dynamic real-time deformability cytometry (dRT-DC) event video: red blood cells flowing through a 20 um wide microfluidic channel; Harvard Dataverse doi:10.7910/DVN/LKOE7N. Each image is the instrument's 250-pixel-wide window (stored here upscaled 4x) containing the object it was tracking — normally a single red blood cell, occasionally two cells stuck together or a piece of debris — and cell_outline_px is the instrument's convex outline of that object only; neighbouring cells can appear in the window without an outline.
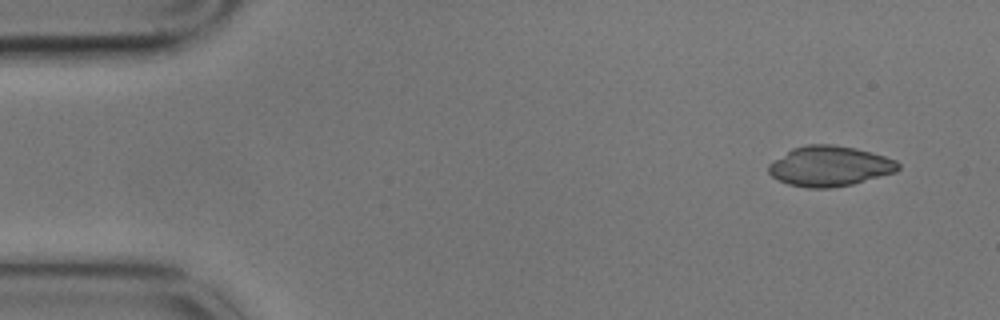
{"species": "common noctule bat (a hibernating species)", "species_latin": "Nyctalus noctula", "temperature_condition": "cold", "stored_images_in_passage": 4, "camera_frame_rate_fps": 3000, "um_per_image_px": 0.085, "animal": {"sex": "male", "body_mass_g": 17.9}, "frame": {"image": 1, "passage_image": 1, "time_ms": 0.0, "image_size_px": [1000, 320], "cell_outline_px": [[900, 168], [896, 172], [852, 184], [832, 188], [808, 188], [788, 184], [772, 176], [768, 172], [768, 164], [792, 148], [808, 144], [832, 144], [856, 148], [872, 152], [896, 160], [900, 164]], "centroid_in_image_um": [70.53, 14.12], "position_along_channel_um": 14.5, "area_um2": 30.4}}